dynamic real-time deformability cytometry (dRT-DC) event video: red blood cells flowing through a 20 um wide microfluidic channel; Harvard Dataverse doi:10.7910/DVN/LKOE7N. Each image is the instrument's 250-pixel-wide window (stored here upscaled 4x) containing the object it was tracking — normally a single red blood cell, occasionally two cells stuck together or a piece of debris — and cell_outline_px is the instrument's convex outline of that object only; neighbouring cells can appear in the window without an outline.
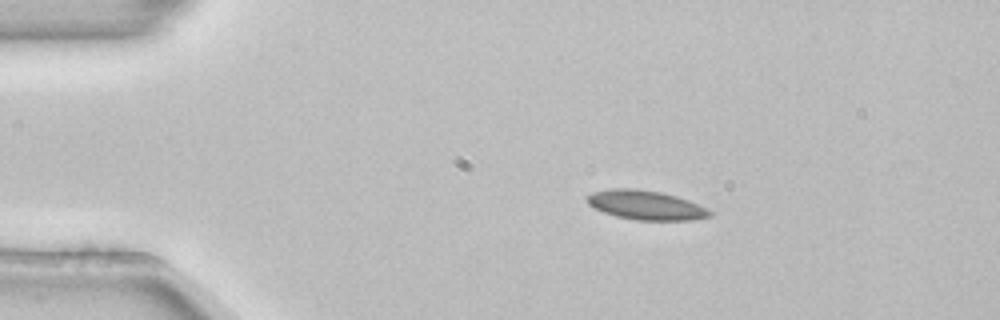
{"species": "common noctule bat (a hibernating species)", "species_latin": "Nyctalus noctula", "temperature_condition": "room temperature", "stored_images_in_passage": 3, "camera_frame_rate_fps": 3000, "um_per_image_px": 0.085, "animal": {"sex": "female", "body_mass_g": 22.7, "forearm_length_mm": 54.2}, "frame": {"image": 1, "passage_image": 1, "time_ms": 0.0, "image_size_px": [1000, 320], "cell_outline_px": [[712, 216], [692, 220], [636, 220], [616, 216], [604, 212], [588, 204], [584, 200], [584, 196], [592, 192], [612, 188], [632, 188], [660, 192], [676, 196], [688, 200], [708, 208], [712, 212]], "centroid_in_image_um": [54.88, 17.43], "position_along_channel_um": 30.1, "area_um2": 21.04}}
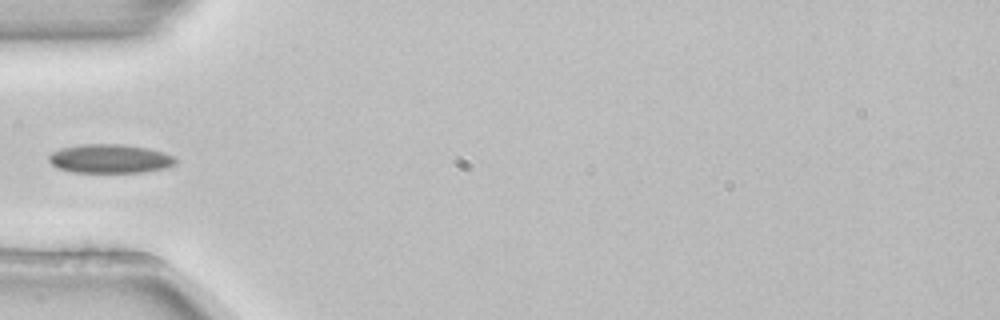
{"frame": {"image": 2, "passage_image": 3, "time_ms": 0.667, "image_size_px": [1000, 320], "cell_outline_px": [[176, 164], [168, 168], [140, 172], [76, 172], [60, 168], [52, 164], [48, 160], [48, 156], [52, 152], [60, 148], [80, 144], [120, 144], [148, 148], [164, 152], [176, 156]], "centroid_in_image_um": [9.39, 13.48], "position_along_channel_um": 75.6, "area_um2": 21.39}}